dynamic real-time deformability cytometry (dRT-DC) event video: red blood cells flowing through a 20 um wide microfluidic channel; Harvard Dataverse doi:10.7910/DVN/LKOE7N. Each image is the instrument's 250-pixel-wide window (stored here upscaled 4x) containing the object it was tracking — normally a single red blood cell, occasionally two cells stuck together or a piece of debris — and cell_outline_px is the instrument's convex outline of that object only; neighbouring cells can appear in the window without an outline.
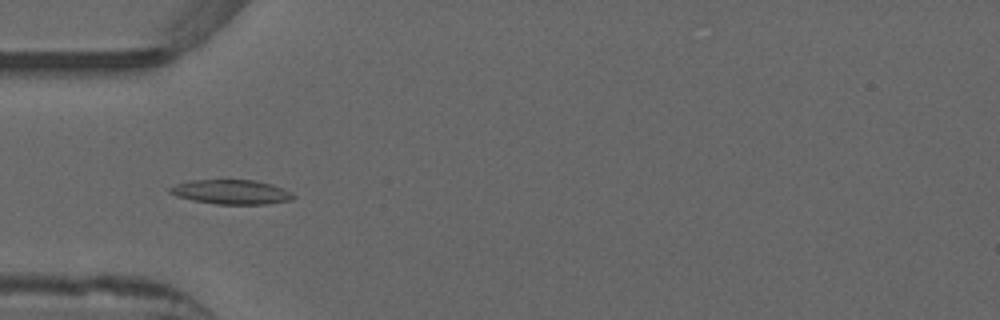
{"species": "common noctule bat (a hibernating species)", "species_latin": "Nyctalus noctula", "temperature_condition": "warm", "stored_images_in_passage": 52, "camera_frame_rate_fps": 3000, "um_per_image_px": 0.085, "animal": {"sex": "male", "forearm_length_mm": 52.5}, "frame": {"image": 1, "passage_image": 16, "time_ms": 5.0, "image_size_px": [1000, 320], "cell_outline_px": [[296, 196], [292, 200], [268, 204], [216, 204], [192, 200], [176, 196], [168, 192], [168, 188], [176, 184], [188, 180], [256, 180], [272, 184], [284, 188], [292, 192]], "centroid_in_image_um": [19.68, 16.31], "position_along_channel_um": 65.3, "area_um2": 17.8}, "authors_computed_cell_mechanics": {"area_um2": 16.3574, "velocity_mm_per_s": 3.9144, "shape_relaxation_time_tau1_ms": 5.2986, "shape_relaxation_time_tau2_ms": 3.5749, "deformation_change_tau1": 0.1426, "deformation_change_tau2": 0.0946}}